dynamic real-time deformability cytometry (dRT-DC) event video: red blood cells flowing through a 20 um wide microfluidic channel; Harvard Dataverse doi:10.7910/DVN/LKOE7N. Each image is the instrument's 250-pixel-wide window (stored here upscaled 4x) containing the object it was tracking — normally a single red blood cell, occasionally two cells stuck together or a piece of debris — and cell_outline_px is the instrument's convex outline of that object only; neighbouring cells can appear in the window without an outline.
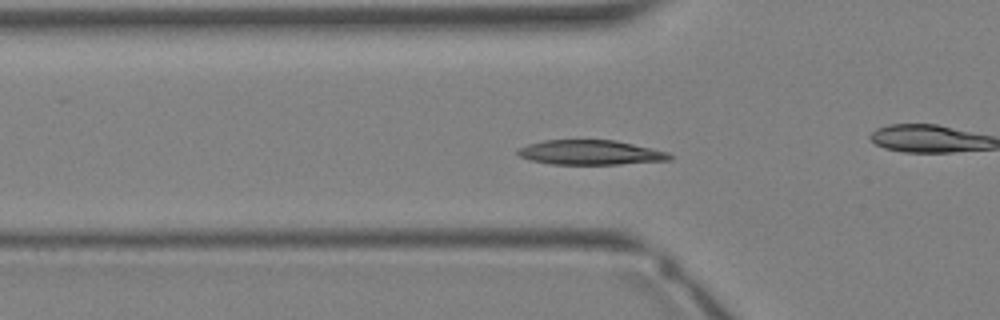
{"species": "Egyptian fruit bat (a non-hibernating species)", "species_latin": "Rousettus aegyptiacus", "temperature_condition": "warm", "stored_images_in_passage": 35, "camera_frame_rate_fps": 3000, "um_per_image_px": 0.085, "animal": {"sex": "female"}, "frame": {"image": 1, "passage_image": 11, "time_ms": 3.333, "image_size_px": [1000, 320], "cell_outline_px": [[672, 160], [620, 164], [552, 164], [532, 160], [520, 156], [516, 152], [520, 148], [528, 144], [544, 140], [616, 140], [652, 148], [668, 152], [672, 156]], "centroid_in_image_um": [50.23, 12.96], "position_along_channel_um": 75.6, "area_um2": 21.73}}
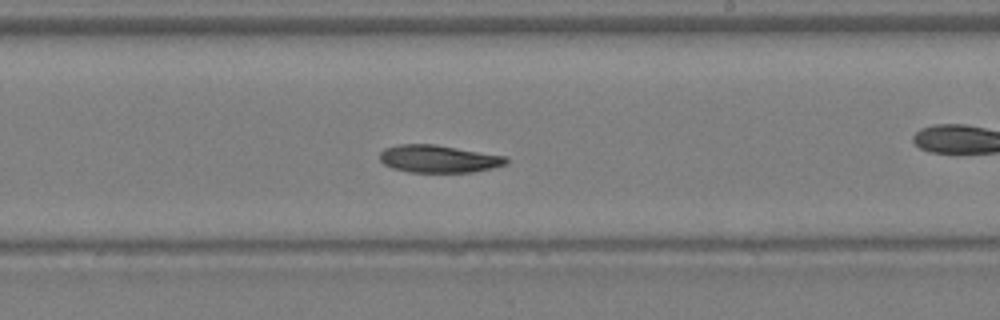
{"frame": {"image": 2, "passage_image": 20, "time_ms": 6.333, "image_size_px": [1000, 320], "cell_outline_px": [[508, 164], [492, 168], [472, 172], [408, 172], [392, 168], [384, 164], [380, 160], [380, 152], [384, 148], [400, 144], [436, 144], [504, 156], [508, 160]], "centroid_in_image_um": [37.26, 13.5], "position_along_channel_um": 251.7, "area_um2": 20.29}}
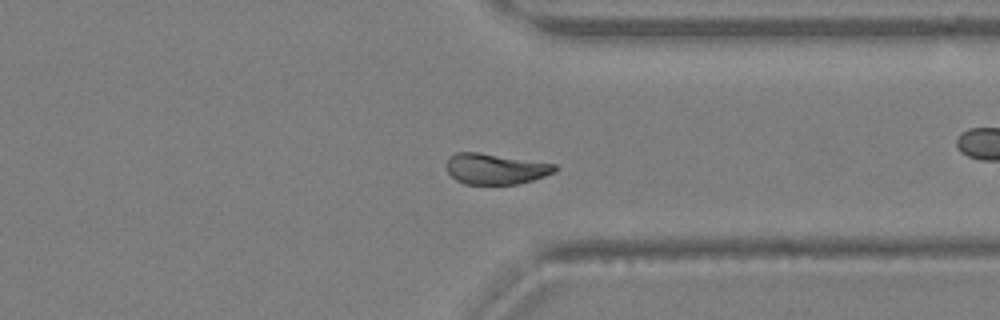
{"frame": {"image": 3, "passage_image": 26, "time_ms": 8.333, "image_size_px": [1000, 320], "cell_outline_px": [[560, 168], [556, 172], [532, 180], [516, 184], [464, 184], [456, 180], [448, 172], [448, 156], [456, 152], [480, 152], [556, 164]], "centroid_in_image_um": [42.14, 14.34], "position_along_channel_um": 369.3, "area_um2": 19.48}}